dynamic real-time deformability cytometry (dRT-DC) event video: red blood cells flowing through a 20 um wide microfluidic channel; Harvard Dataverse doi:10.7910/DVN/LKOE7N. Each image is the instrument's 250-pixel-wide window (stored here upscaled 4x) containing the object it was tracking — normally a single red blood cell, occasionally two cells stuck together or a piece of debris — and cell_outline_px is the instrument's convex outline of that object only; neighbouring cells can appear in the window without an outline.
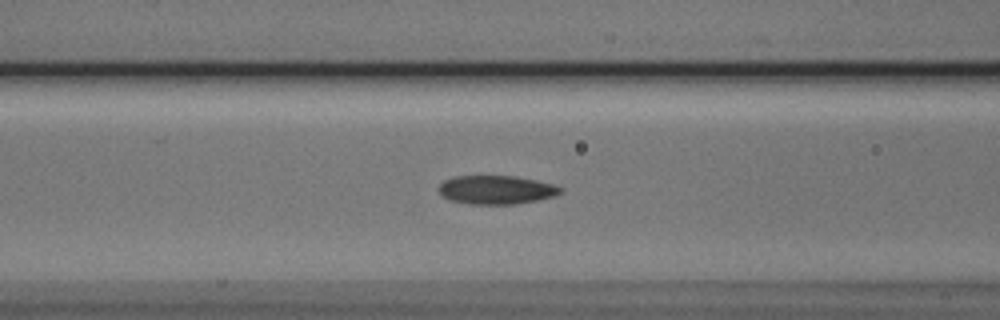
{"species": "Egyptian fruit bat (a non-hibernating species)", "species_latin": "Rousettus aegyptiacus", "temperature_condition": "cold", "stored_images_in_passage": 40, "camera_frame_rate_fps": 3000, "um_per_image_px": 0.085, "animal": {"sex": "male"}, "frame": {"image": 1, "passage_image": 10, "time_ms": 3.0, "image_size_px": [1000, 320], "cell_outline_px": [[564, 192], [556, 196], [516, 204], [468, 204], [448, 200], [440, 196], [440, 184], [444, 180], [456, 176], [516, 176], [536, 180], [552, 184], [564, 188]], "centroid_in_image_um": [42.2, 16.14], "position_along_channel_um": 124.4, "area_um2": 20.52}}
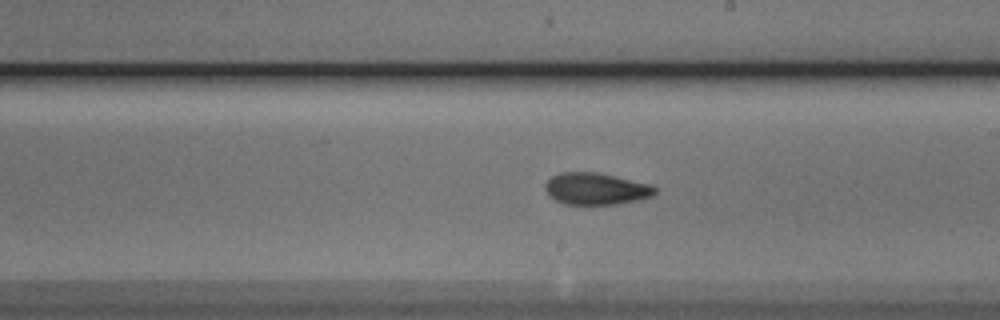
{"frame": {"image": 2, "passage_image": 19, "time_ms": 6.0, "image_size_px": [1000, 320], "cell_outline_px": [[656, 192], [652, 196], [636, 200], [616, 204], [564, 204], [548, 196], [544, 188], [544, 184], [552, 176], [560, 172], [596, 172], [648, 184], [656, 188]], "centroid_in_image_um": [50.59, 16.05], "position_along_channel_um": 238.4, "area_um2": 20.17}}
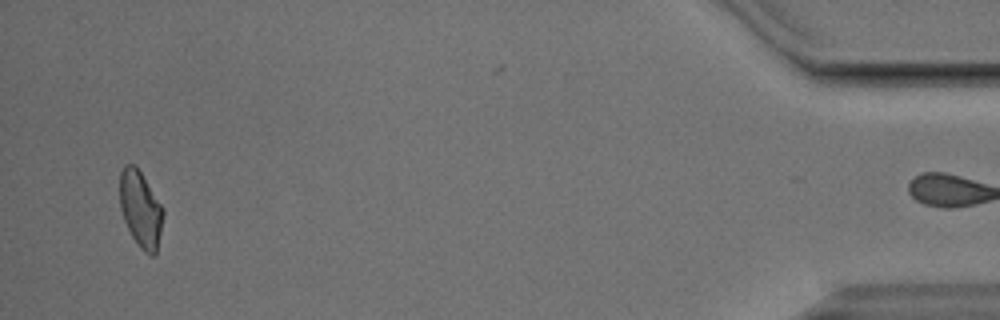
{"frame": {"image": 3, "passage_image": 40, "time_ms": 13.0, "image_size_px": [1000, 320], "cell_outline_px": [[164, 212], [156, 252], [152, 256], [144, 252], [140, 248], [132, 236], [124, 220], [120, 208], [120, 172], [124, 164], [136, 164], [164, 208]], "centroid_in_image_um": [11.94, 17.73], "position_along_channel_um": 423.3, "area_um2": 19.31}, "authors_computed_cell_mechanics": {"area_um2": 19.7676, "velocity_mm_per_s": 3.7933, "shape_relaxation_time_tau1_ms": 5.9096, "shape_relaxation_time_tau2_ms": 2.2045, "deformation_change_tau1": 0.1431, "deformation_change_tau2": 0.0522}}